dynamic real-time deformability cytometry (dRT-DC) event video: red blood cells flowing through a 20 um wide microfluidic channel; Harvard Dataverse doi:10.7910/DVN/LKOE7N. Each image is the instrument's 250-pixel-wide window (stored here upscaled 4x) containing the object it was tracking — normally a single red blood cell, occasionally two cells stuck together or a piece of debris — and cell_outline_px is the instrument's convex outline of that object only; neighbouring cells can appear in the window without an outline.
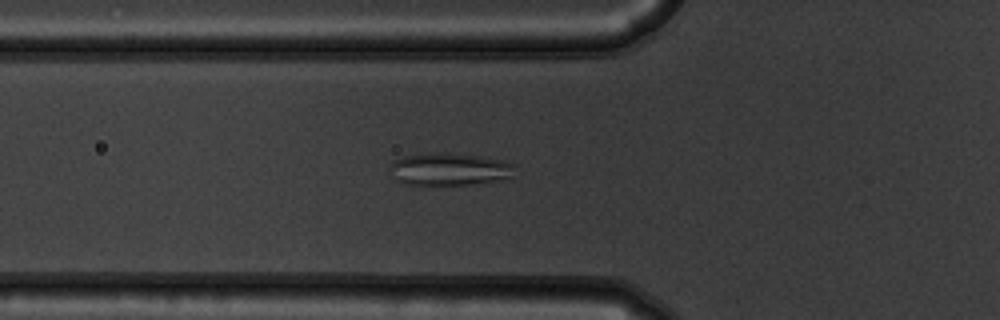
{"species": "common noctule bat (a hibernating species)", "species_latin": "Nyctalus noctula", "temperature_condition": "warm", "stored_images_in_passage": 55, "camera_frame_rate_fps": 3000, "um_per_image_px": 0.085, "animal": {"sex": "male", "body_mass_g": 19.5, "forearm_length_mm": 54.6}, "frame": {"image": 1, "passage_image": 20, "time_ms": 6.333, "image_size_px": [1000, 320], "cell_outline_px": [[516, 164], [512, 176], [504, 180], [468, 184], [404, 184], [396, 180], [388, 168], [388, 164], [392, 160], [404, 156], [436, 152], [444, 152], [480, 156], [504, 160]], "centroid_in_image_um": [38.2, 14.36], "position_along_channel_um": 87.6, "area_um2": 23.93}}
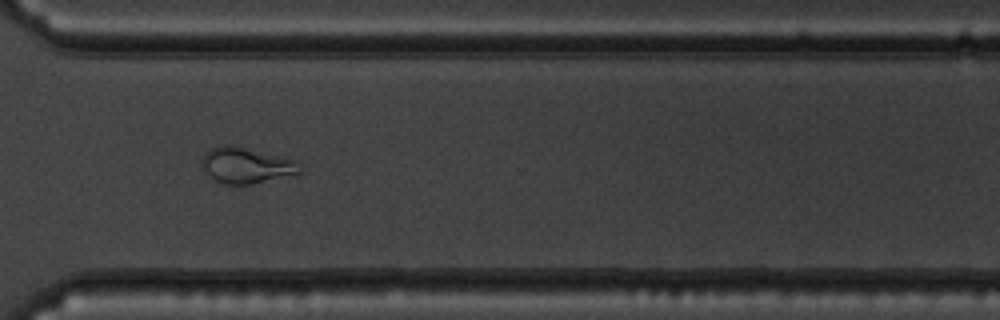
{"frame": {"image": 2, "passage_image": 41, "time_ms": 13.333, "image_size_px": [1000, 320], "cell_outline_px": [[300, 172], [252, 184], [224, 184], [216, 180], [204, 172], [200, 164], [200, 160], [204, 152], [208, 148], [224, 144], [228, 144], [296, 160]], "centroid_in_image_um": [20.81, 14.04], "position_along_channel_um": 349.8, "area_um2": 20.23}}
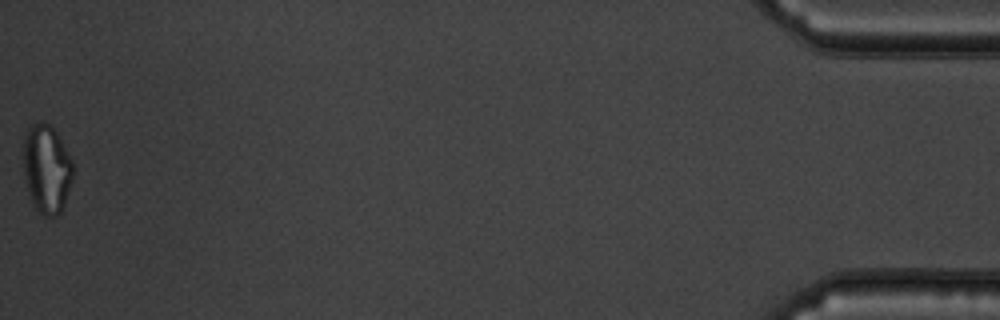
{"frame": {"image": 3, "passage_image": 55, "time_ms": 18.0, "image_size_px": [1000, 320], "cell_outline_px": [[72, 180], [64, 204], [60, 212], [56, 216], [44, 216], [36, 208], [32, 200], [24, 176], [24, 136], [28, 128], [32, 124], [44, 120], [56, 132], [72, 160]], "centroid_in_image_um": [3.97, 14.33], "position_along_channel_um": 431.2, "area_um2": 25.2}, "authors_computed_cell_mechanics": {"area_um2": 23.9292, "velocity_mm_per_s": 3.7421, "shape_relaxation_time_tau1_ms": null, "shape_relaxation_time_tau2_ms": 0.9655, "deformation_change_tau1": null, "deformation_change_tau2": 0.0892}}